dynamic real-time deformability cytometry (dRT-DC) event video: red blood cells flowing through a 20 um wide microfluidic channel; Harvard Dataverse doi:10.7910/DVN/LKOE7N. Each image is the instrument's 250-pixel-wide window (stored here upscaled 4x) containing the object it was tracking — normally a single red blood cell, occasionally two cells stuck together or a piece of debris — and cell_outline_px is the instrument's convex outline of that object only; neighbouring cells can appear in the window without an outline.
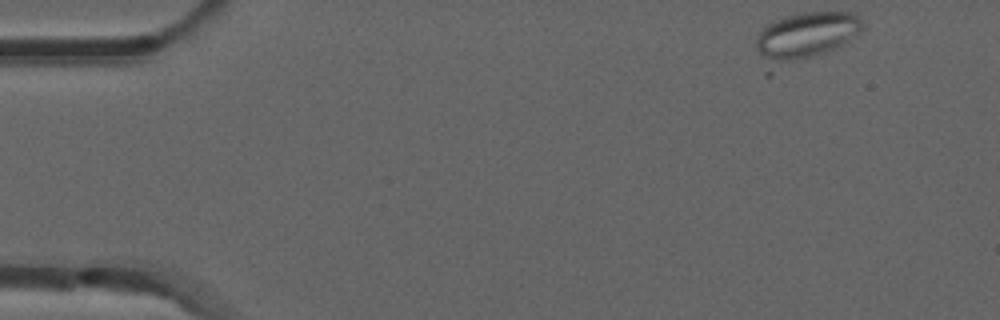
{"species": "common noctule bat (a hibernating species)", "species_latin": "Nyctalus noctula", "temperature_condition": "room temperature", "stored_images_in_passage": 15, "camera_frame_rate_fps": 3000, "um_per_image_px": 0.085, "animal": {"sex": "male", "forearm_length_mm": 52.5}, "frame": {"image": 1, "passage_image": 1, "time_ms": 0.0, "image_size_px": [1000, 320], "cell_outline_px": [[860, 32], [836, 48], [772, 76], [764, 76], [756, 48], [756, 36], [772, 20], [804, 12], [852, 12], [860, 16]], "centroid_in_image_um": [68.26, 3.27], "position_along_channel_um": 16.7, "area_um2": 31.67}}
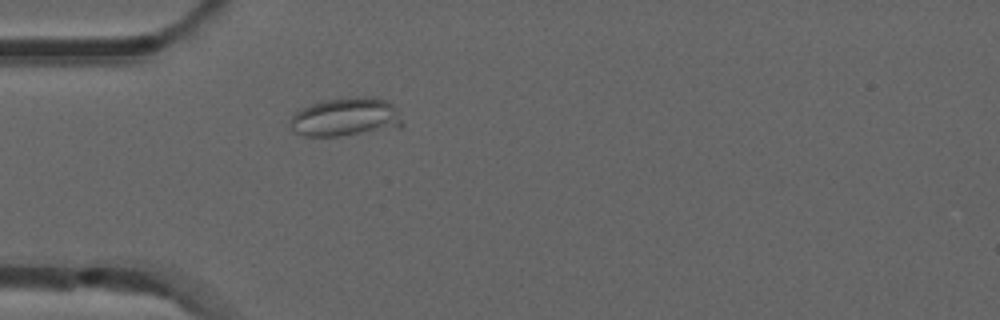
{"frame": {"image": 2, "passage_image": 12, "time_ms": 3.667, "image_size_px": [1000, 320], "cell_outline_px": [[404, 124], [400, 128], [340, 136], [304, 136], [296, 132], [292, 128], [292, 116], [300, 108], [324, 100], [352, 96], [376, 96], [388, 100], [396, 108]], "centroid_in_image_um": [29.46, 9.93], "position_along_channel_um": 55.5, "area_um2": 25.55}}